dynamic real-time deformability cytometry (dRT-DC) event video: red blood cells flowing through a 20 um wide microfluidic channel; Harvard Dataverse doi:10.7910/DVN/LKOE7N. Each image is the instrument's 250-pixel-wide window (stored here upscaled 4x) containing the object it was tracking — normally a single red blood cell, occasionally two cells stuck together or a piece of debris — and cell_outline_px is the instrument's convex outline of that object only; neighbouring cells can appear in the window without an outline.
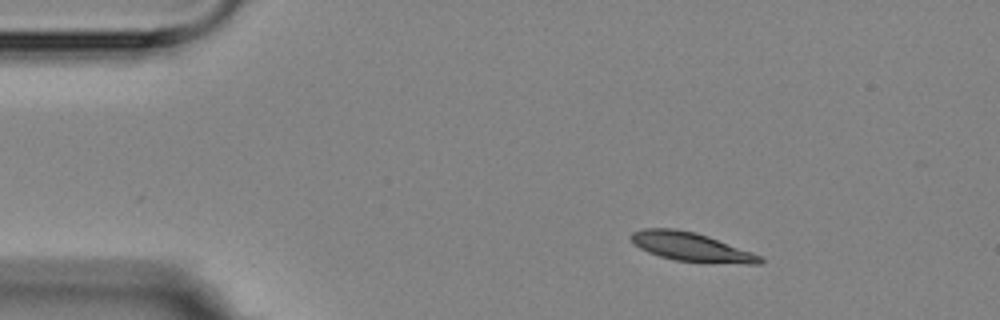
{"species": "Egyptian fruit bat (a non-hibernating species)", "species_latin": "Rousettus aegyptiacus", "temperature_condition": "room temperature", "stored_images_in_passage": 6, "camera_frame_rate_fps": 3000, "um_per_image_px": 0.085, "animal": {"sex": "female"}, "frame": {"image": 1, "passage_image": 3, "time_ms": 2.333, "image_size_px": [1000, 320], "cell_outline_px": [[764, 260], [760, 264], [748, 264], [676, 260], [660, 256], [648, 252], [640, 248], [628, 236], [632, 232], [644, 228], [676, 228], [696, 232], [708, 236], [752, 252], [760, 256]], "centroid_in_image_um": [58.73, 20.97], "position_along_channel_um": 26.3, "area_um2": 21.39}}
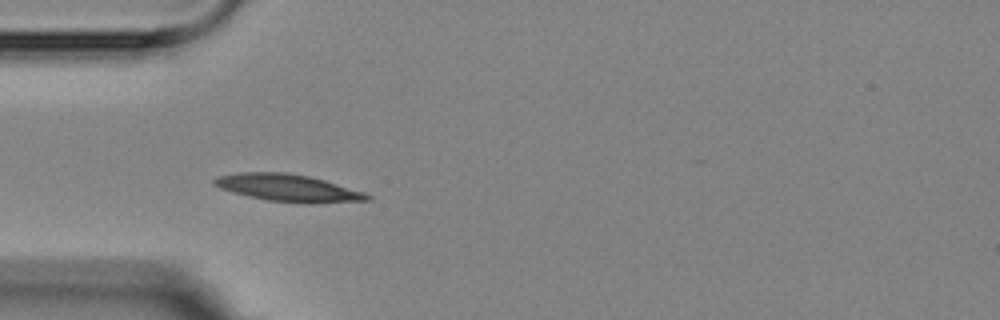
{"frame": {"image": 2, "passage_image": 5, "time_ms": 5.0, "image_size_px": [1000, 320], "cell_outline_px": [[372, 200], [312, 204], [304, 204], [268, 200], [248, 196], [232, 192], [220, 188], [212, 184], [212, 180], [220, 176], [240, 172], [288, 172], [308, 176], [324, 180], [364, 192], [372, 196]], "centroid_in_image_um": [24.51, 15.98], "position_along_channel_um": 60.5, "area_um2": 24.39}}
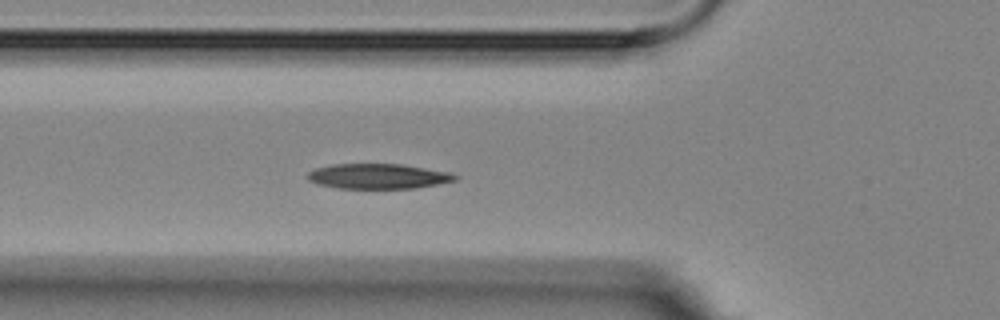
{"frame": {"image": 3, "passage_image": 6, "time_ms": 6.0, "image_size_px": [1000, 320], "cell_outline_px": [[460, 176], [456, 180], [416, 188], [336, 188], [316, 184], [308, 180], [304, 176], [308, 172], [316, 168], [332, 164], [400, 164], [448, 172]], "centroid_in_image_um": [32.07, 14.98], "position_along_channel_um": 93.7, "area_um2": 21.56}}